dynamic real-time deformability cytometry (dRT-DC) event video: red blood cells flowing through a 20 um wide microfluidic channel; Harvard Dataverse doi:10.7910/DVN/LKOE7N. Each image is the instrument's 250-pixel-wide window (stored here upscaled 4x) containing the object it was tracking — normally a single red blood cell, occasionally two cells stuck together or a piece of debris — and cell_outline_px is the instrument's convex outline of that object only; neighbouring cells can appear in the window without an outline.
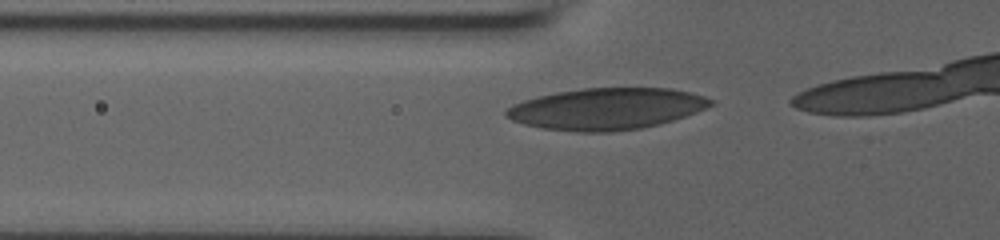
{"species": "human", "species_latin": "Homo sapiens", "temperature_condition": "room temperature", "stored_images_in_passage": 15, "camera_frame_rate_fps": 3000, "um_per_image_px": 0.085, "donor": {"sex": "male"}, "frame": {"image": 1, "passage_image": 11, "time_ms": 3.333, "image_size_px": [1000, 240], "cell_outline_px": [[716, 104], [696, 112], [660, 124], [640, 128], [612, 132], [580, 132], [540, 128], [524, 124], [512, 120], [504, 116], [504, 112], [512, 104], [524, 100], [556, 92], [584, 88], [672, 88], [704, 96], [716, 100]], "centroid_in_image_um": [51.56, 9.25], "position_along_channel_um": 74.2, "area_um2": 49.65}}
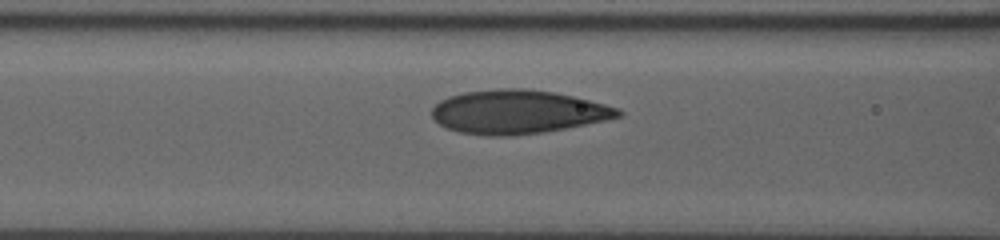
{"frame": {"image": 2, "passage_image": 15, "time_ms": 4.667, "image_size_px": [1000, 240], "cell_outline_px": [[624, 112], [620, 116], [604, 120], [564, 128], [540, 132], [512, 136], [484, 136], [460, 132], [448, 128], [440, 124], [432, 116], [432, 108], [440, 100], [448, 96], [464, 92], [500, 88], [524, 88], [556, 92], [620, 108]], "centroid_in_image_um": [43.98, 9.5], "position_along_channel_um": 122.6, "area_um2": 47.22}}